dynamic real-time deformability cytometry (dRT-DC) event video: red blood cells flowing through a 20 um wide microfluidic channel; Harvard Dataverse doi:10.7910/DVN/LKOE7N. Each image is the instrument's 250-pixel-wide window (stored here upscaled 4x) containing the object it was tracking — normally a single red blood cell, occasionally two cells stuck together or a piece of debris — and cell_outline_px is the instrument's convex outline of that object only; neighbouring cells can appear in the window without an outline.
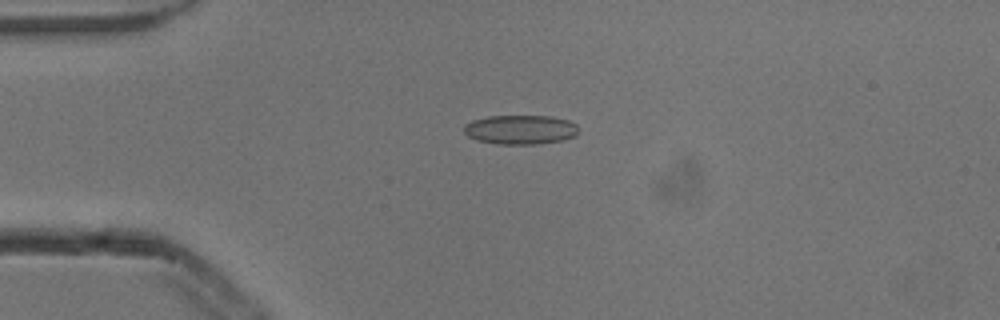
{"species": "common noctule bat (a hibernating species)", "species_latin": "Nyctalus noctula", "temperature_condition": "cold", "stored_images_in_passage": 3, "camera_frame_rate_fps": 3000, "um_per_image_px": 0.085, "animal": {"sex": "male", "body_mass_g": 13.3}, "frame": {"image": 1, "passage_image": 2, "time_ms": 0.333, "image_size_px": [1000, 320], "cell_outline_px": [[576, 132], [572, 136], [564, 140], [536, 144], [500, 144], [476, 140], [468, 136], [464, 132], [464, 124], [472, 120], [488, 116], [552, 116], [568, 120], [576, 124]], "centroid_in_image_um": [44.19, 11.01], "position_along_channel_um": 40.8, "area_um2": 19.48}}